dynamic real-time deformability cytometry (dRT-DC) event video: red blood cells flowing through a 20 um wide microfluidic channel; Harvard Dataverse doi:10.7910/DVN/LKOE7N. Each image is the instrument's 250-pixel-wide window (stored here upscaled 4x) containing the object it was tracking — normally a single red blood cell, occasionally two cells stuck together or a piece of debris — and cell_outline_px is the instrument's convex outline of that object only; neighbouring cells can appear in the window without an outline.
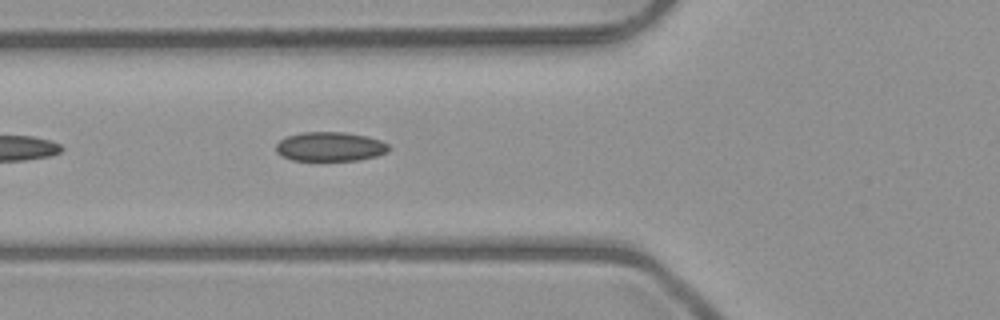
{"species": "common noctule bat (a hibernating species)", "species_latin": "Nyctalus noctula", "temperature_condition": "room temperature", "stored_images_in_passage": 5, "camera_frame_rate_fps": 3000, "um_per_image_px": 0.085, "animal": {"sex": "male", "body_mass_g": 23.1, "forearm_length_mm": 52.7}, "frame": {"image": 1, "passage_image": 5, "time_ms": 4.667, "image_size_px": [1000, 320], "cell_outline_px": [[388, 152], [376, 156], [356, 160], [292, 160], [280, 156], [276, 152], [276, 144], [280, 140], [288, 136], [300, 132], [344, 132], [368, 136], [380, 140], [388, 144]], "centroid_in_image_um": [28.03, 12.46], "position_along_channel_um": 97.8, "area_um2": 19.25}}